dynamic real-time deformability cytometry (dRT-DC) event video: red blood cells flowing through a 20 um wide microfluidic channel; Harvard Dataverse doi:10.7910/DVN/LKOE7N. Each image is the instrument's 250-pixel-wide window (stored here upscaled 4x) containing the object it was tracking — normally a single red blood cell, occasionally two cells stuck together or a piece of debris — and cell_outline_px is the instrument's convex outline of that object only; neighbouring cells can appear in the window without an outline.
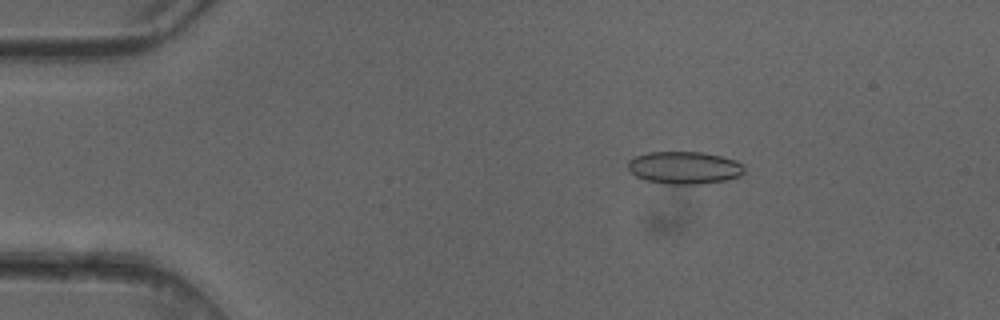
{"species": "common noctule bat (a hibernating species)", "species_latin": "Nyctalus noctula", "temperature_condition": "cold", "stored_images_in_passage": 4, "camera_frame_rate_fps": 3000, "um_per_image_px": 0.085, "animal": {"sex": "female"}, "frame": {"image": 1, "passage_image": 3, "time_ms": 0.667, "image_size_px": [1000, 320], "cell_outline_px": [[744, 172], [740, 176], [724, 180], [700, 184], [668, 184], [644, 180], [636, 176], [628, 168], [628, 160], [636, 156], [648, 152], [704, 152], [736, 160], [744, 164]], "centroid_in_image_um": [58.18, 14.25], "position_along_channel_um": 26.8, "area_um2": 22.08}}